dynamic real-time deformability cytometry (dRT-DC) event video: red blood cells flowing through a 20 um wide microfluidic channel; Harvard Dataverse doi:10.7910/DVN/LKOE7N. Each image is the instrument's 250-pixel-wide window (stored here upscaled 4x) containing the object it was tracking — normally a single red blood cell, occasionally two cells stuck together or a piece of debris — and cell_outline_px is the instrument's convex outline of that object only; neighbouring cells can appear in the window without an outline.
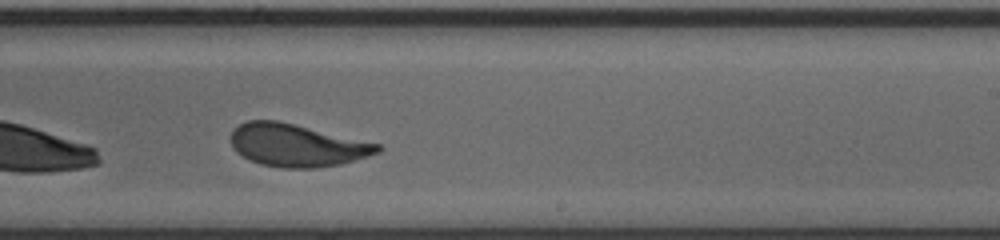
{"species": "human", "species_latin": "Homo sapiens", "temperature_condition": "cold", "stored_images_in_passage": 25, "camera_frame_rate_fps": 3000, "um_per_image_px": 0.085, "donor": {"sex": "male"}, "frame": {"image": 1, "passage_image": 15, "time_ms": 4.667, "image_size_px": [1000, 240], "cell_outline_px": [[384, 148], [380, 152], [368, 156], [340, 164], [316, 168], [284, 168], [260, 164], [236, 152], [232, 148], [232, 132], [240, 124], [248, 120], [280, 120], [380, 144]], "centroid_in_image_um": [25.26, 12.34], "position_along_channel_um": 263.7, "area_um2": 36.41}}
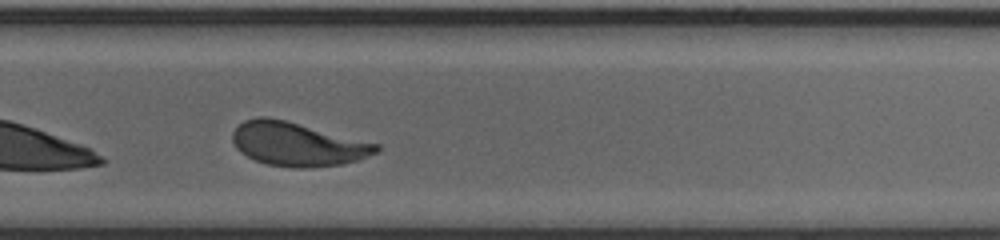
{"frame": {"image": 2, "passage_image": 18, "time_ms": 5.667, "image_size_px": [1000, 240], "cell_outline_px": [[380, 148], [376, 152], [356, 160], [344, 164], [308, 168], [292, 168], [268, 164], [256, 160], [240, 152], [236, 148], [232, 140], [232, 132], [244, 120], [256, 116], [268, 116], [380, 144]], "centroid_in_image_um": [25.25, 12.25], "position_along_channel_um": 304.5, "area_um2": 36.47}, "authors_computed_cell_mechanics": {"area_um2": 37.2232, "velocity_mm_per_s": 4.0693, "shape_relaxation_time_tau1_ms": 3.0744, "shape_relaxation_time_tau2_ms": null, "deformation_change_tau1": 0.1457, "deformation_change_tau2": null}}